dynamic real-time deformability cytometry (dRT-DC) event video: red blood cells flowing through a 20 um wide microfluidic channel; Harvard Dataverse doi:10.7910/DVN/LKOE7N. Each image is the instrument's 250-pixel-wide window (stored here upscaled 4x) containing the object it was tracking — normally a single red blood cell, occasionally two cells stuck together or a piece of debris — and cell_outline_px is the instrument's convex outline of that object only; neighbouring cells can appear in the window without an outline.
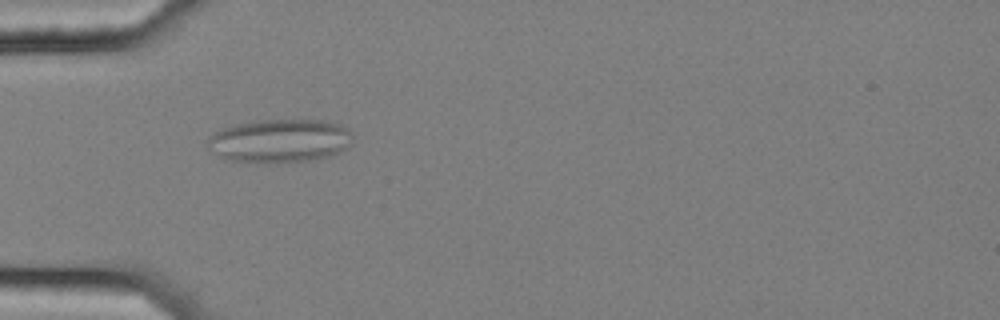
{"species": "common noctule bat (a hibernating species)", "species_latin": "Nyctalus noctula", "temperature_condition": "cold", "stored_images_in_passage": 57, "camera_frame_rate_fps": 3000, "um_per_image_px": 0.085, "animal": {"sex": "female", "body_mass_g": 25.1}, "frame": {"image": 1, "passage_image": 18, "time_ms": 5.667, "image_size_px": [1000, 320], "cell_outline_px": [[352, 144], [328, 156], [316, 160], [232, 160], [220, 156], [208, 148], [208, 136], [232, 124], [252, 120], [324, 120], [340, 124], [348, 128], [352, 136]], "centroid_in_image_um": [23.8, 11.91], "position_along_channel_um": 61.2, "area_um2": 35.89}}
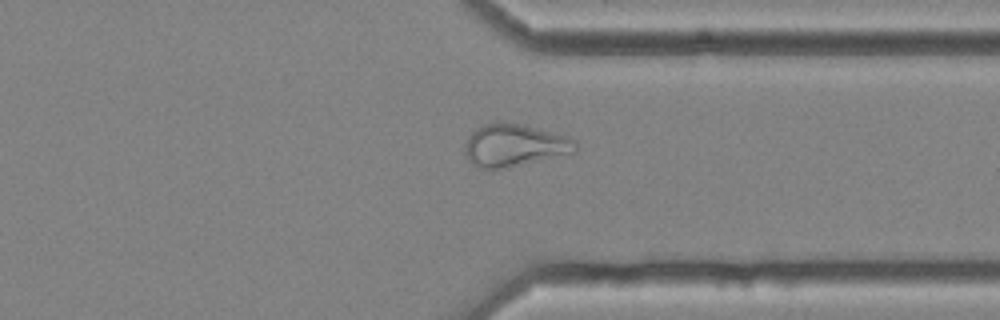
{"frame": {"image": 2, "passage_image": 44, "time_ms": 14.333, "image_size_px": [1000, 320], "cell_outline_px": [[576, 152], [508, 168], [480, 168], [472, 164], [468, 160], [464, 152], [464, 144], [472, 132], [476, 128], [492, 120], [524, 124], [568, 136], [576, 140]], "centroid_in_image_um": [43.71, 12.33], "position_along_channel_um": 367.7, "area_um2": 27.8}}
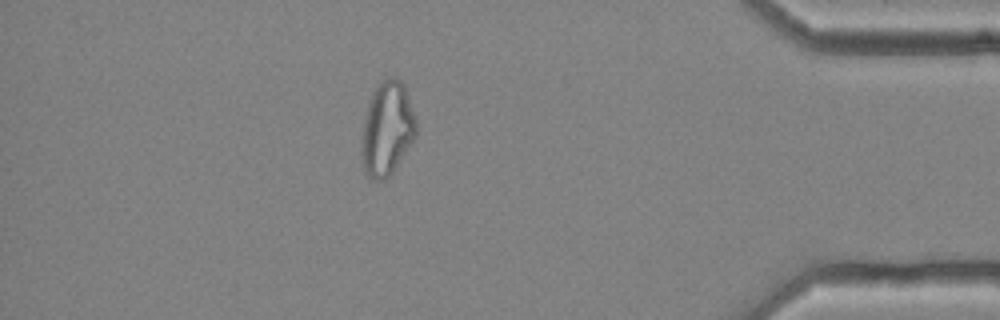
{"frame": {"image": 3, "passage_image": 50, "time_ms": 16.333, "image_size_px": [1000, 320], "cell_outline_px": [[416, 136], [392, 172], [384, 180], [372, 180], [364, 172], [360, 140], [364, 120], [368, 104], [372, 92], [380, 80], [388, 76], [392, 76], [400, 80], [404, 84], [416, 120]], "centroid_in_image_um": [32.88, 10.92], "position_along_channel_um": 402.3, "area_um2": 29.94}}